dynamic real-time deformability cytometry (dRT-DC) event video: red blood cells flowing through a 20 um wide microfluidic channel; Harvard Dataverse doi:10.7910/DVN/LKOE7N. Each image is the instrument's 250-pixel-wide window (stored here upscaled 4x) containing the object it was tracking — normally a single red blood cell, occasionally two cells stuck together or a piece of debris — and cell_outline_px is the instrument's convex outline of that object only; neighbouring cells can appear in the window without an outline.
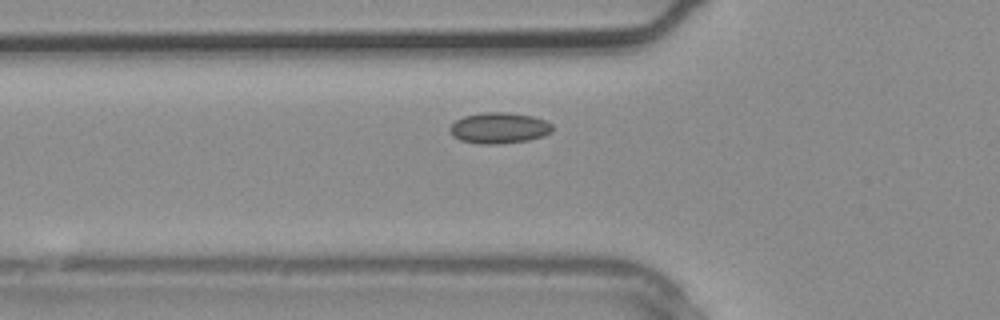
{"species": "common noctule bat (a hibernating species)", "species_latin": "Nyctalus noctula", "temperature_condition": "warm", "stored_images_in_passage": 4, "camera_frame_rate_fps": 3000, "um_per_image_px": 0.085, "animal": {"sex": "male", "body_mass_g": 20.4}, "frame": {"image": 1, "passage_image": 4, "time_ms": 1.0, "image_size_px": [1000, 320], "cell_outline_px": [[552, 132], [544, 136], [528, 140], [500, 144], [476, 144], [460, 140], [452, 136], [448, 132], [448, 128], [456, 120], [464, 116], [484, 112], [508, 112], [532, 116], [544, 120], [552, 124]], "centroid_in_image_um": [42.39, 10.89], "position_along_channel_um": 83.4, "area_um2": 18.73}}